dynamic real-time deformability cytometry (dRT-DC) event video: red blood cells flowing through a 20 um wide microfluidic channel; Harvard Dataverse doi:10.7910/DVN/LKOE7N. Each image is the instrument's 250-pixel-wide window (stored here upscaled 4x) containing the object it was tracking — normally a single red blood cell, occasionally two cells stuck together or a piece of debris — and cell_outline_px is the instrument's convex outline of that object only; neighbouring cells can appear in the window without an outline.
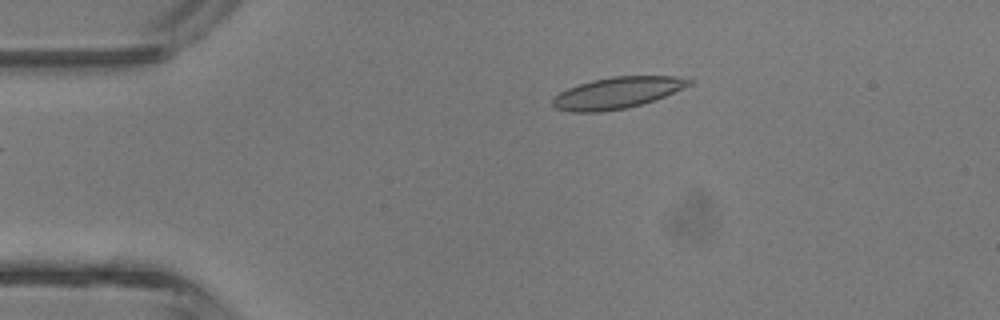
{"species": "common noctule bat (a hibernating species)", "species_latin": "Nyctalus noctula", "temperature_condition": "room temperature", "stored_images_in_passage": 6, "camera_frame_rate_fps": 3000, "um_per_image_px": 0.085, "animal": {"sex": "male", "body_mass_g": 13.3}, "frame": {"image": 1, "passage_image": 6, "time_ms": 5.667, "image_size_px": [1000, 320], "cell_outline_px": [[692, 84], [684, 88], [664, 96], [640, 104], [624, 108], [596, 112], [572, 112], [556, 108], [552, 104], [552, 100], [560, 92], [568, 88], [592, 80], [612, 76], [676, 76], [692, 80]], "centroid_in_image_um": [52.46, 7.88], "position_along_channel_um": 32.5, "area_um2": 24.57}}